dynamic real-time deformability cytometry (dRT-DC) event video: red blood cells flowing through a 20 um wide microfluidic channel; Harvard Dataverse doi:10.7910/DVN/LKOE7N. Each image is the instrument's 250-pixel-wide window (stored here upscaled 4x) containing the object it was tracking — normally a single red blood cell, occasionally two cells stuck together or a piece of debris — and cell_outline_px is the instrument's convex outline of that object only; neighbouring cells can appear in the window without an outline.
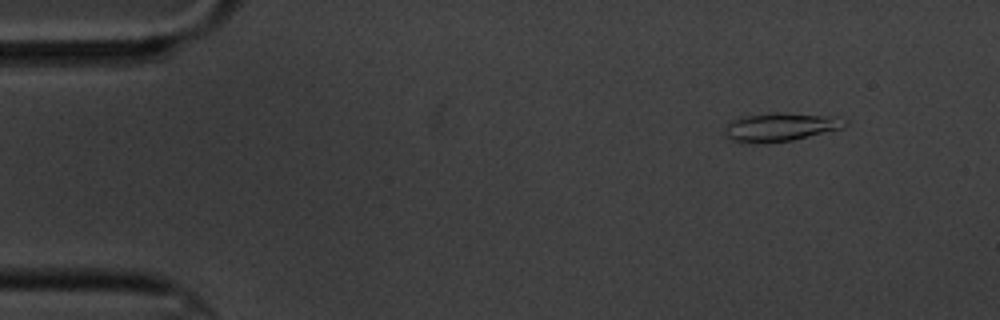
{"species": "common noctule bat (a hibernating species)", "species_latin": "Nyctalus noctula", "temperature_condition": "cold", "stored_images_in_passage": 5, "camera_frame_rate_fps": 3000, "um_per_image_px": 0.085, "animal": {"sex": "male", "body_mass_g": 20.1, "forearm_length_mm": 53.5}, "frame": {"image": 1, "passage_image": 1, "time_ms": 0.0, "image_size_px": [1000, 320], "cell_outline_px": [[848, 124], [840, 128], [792, 140], [768, 144], [732, 140], [724, 132], [724, 128], [728, 120], [744, 116], [776, 112], [832, 116], [848, 120]], "centroid_in_image_um": [66.29, 10.79], "position_along_channel_um": 18.7, "area_um2": 19.83}}
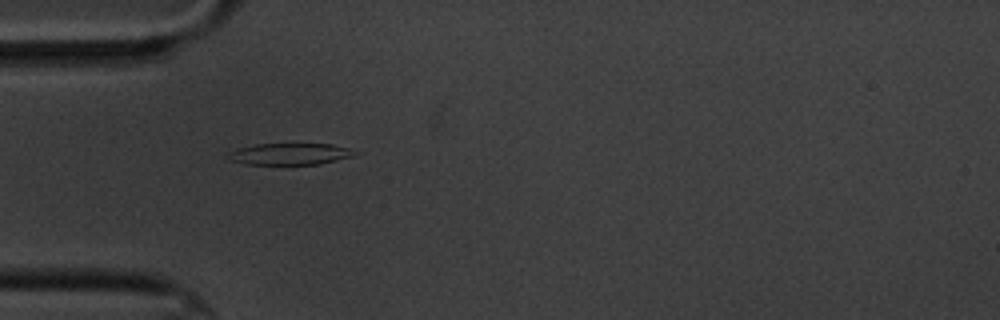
{"frame": {"image": 2, "passage_image": 4, "time_ms": 3.667, "image_size_px": [1000, 320], "cell_outline_px": [[356, 152], [352, 156], [320, 164], [244, 164], [228, 160], [224, 156], [224, 152], [236, 148], [256, 144], [332, 144], [348, 148]], "centroid_in_image_um": [24.49, 13.09], "position_along_channel_um": 60.5, "area_um2": 16.07}}